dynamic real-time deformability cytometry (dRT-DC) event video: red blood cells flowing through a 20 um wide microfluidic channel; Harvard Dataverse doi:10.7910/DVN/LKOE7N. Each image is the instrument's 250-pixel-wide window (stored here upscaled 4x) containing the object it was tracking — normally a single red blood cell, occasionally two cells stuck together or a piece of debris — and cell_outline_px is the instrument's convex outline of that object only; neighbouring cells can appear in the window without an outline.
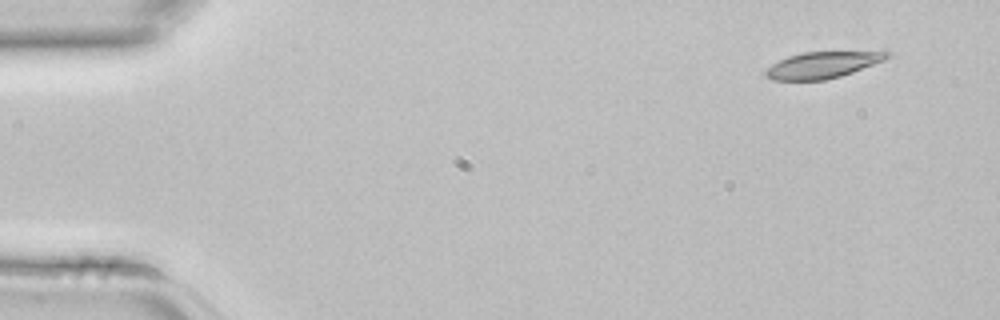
{"species": "common noctule bat (a hibernating species)", "species_latin": "Nyctalus noctula", "temperature_condition": "room temperature", "stored_images_in_passage": 3, "camera_frame_rate_fps": 3000, "um_per_image_px": 0.085, "animal": {"sex": "female", "body_mass_g": 22.7, "forearm_length_mm": 54.2}, "frame": {"image": 1, "passage_image": 1, "time_ms": 0.0, "image_size_px": [1000, 320], "cell_outline_px": [[892, 56], [884, 60], [852, 72], [840, 76], [824, 80], [772, 80], [764, 76], [764, 72], [772, 64], [788, 56], [804, 52], [892, 52]], "centroid_in_image_um": [69.88, 5.53], "position_along_channel_um": 15.1, "area_um2": 18.44}}
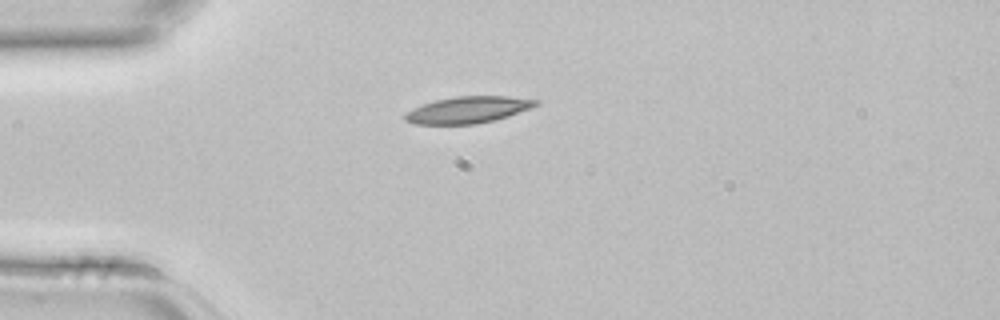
{"frame": {"image": 2, "passage_image": 3, "time_ms": 0.667, "image_size_px": [1000, 320], "cell_outline_px": [[540, 104], [532, 108], [508, 116], [492, 120], [472, 124], [416, 124], [404, 120], [404, 116], [412, 108], [436, 100], [456, 96], [508, 96], [540, 100]], "centroid_in_image_um": [39.82, 9.32], "position_along_channel_um": 45.2, "area_um2": 20.17}}